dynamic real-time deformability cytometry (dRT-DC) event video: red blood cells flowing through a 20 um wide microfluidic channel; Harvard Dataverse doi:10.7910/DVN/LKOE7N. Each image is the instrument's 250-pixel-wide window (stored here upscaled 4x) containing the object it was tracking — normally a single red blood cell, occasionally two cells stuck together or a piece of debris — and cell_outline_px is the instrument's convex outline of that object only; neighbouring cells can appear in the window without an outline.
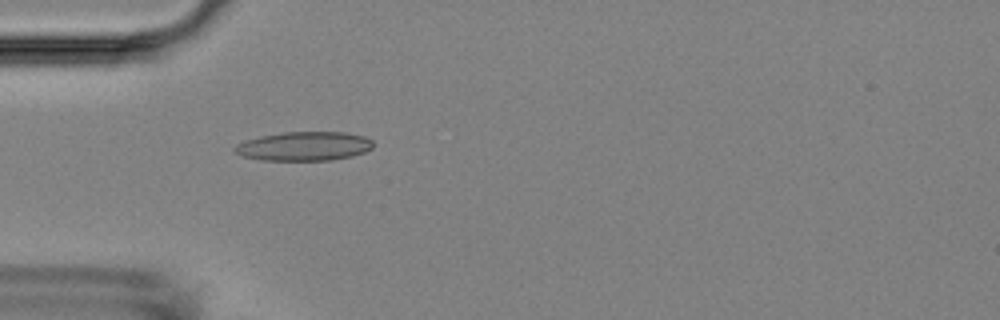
{"species": "Egyptian fruit bat (a non-hibernating species)", "species_latin": "Rousettus aegyptiacus", "temperature_condition": "room temperature", "stored_images_in_passage": 39, "camera_frame_rate_fps": 3000, "um_per_image_px": 0.085, "animal": {"sex": "female"}, "frame": {"image": 1, "passage_image": 1, "time_ms": 0.0, "image_size_px": [1000, 320], "cell_outline_px": [[372, 148], [364, 152], [352, 156], [332, 160], [260, 160], [240, 156], [232, 152], [232, 148], [236, 144], [244, 140], [260, 136], [284, 132], [344, 132], [364, 136], [372, 140]], "centroid_in_image_um": [25.78, 12.43], "position_along_channel_um": 59.2, "area_um2": 23.64}}
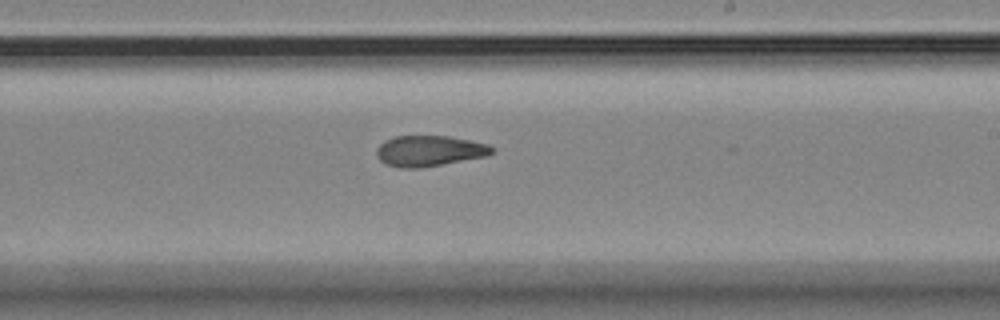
{"frame": {"image": 2, "passage_image": 17, "time_ms": 5.333, "image_size_px": [1000, 320], "cell_outline_px": [[492, 152], [488, 156], [420, 168], [400, 168], [384, 164], [376, 156], [376, 148], [384, 140], [396, 136], [448, 136], [488, 144], [492, 148]], "centroid_in_image_um": [36.44, 12.83], "position_along_channel_um": 252.6, "area_um2": 20.69}}
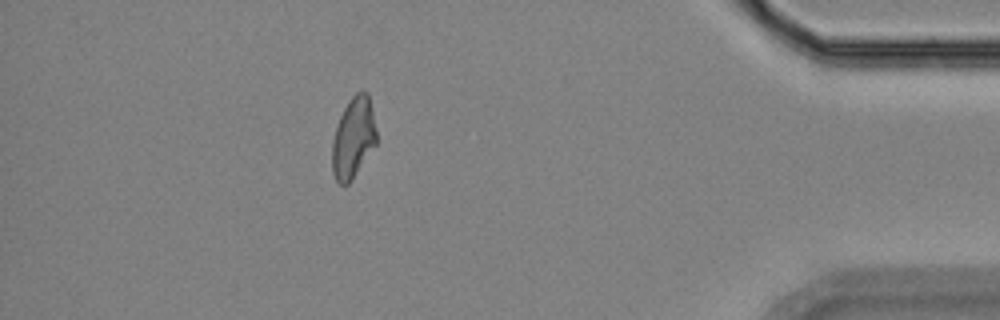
{"frame": {"image": 3, "passage_image": 33, "time_ms": 10.667, "image_size_px": [1000, 320], "cell_outline_px": [[376, 144], [352, 180], [348, 184], [340, 184], [336, 180], [332, 172], [332, 140], [340, 116], [348, 100], [356, 92], [368, 92], [376, 132]], "centroid_in_image_um": [30.02, 11.73], "position_along_channel_um": 405.2, "area_um2": 20.69}, "authors_computed_cell_mechanics": {"area_um2": 21.0392, "velocity_mm_per_s": 3.6722, "shape_relaxation_time_tau1_ms": null, "shape_relaxation_time_tau2_ms": 5.0085, "deformation_change_tau1": null, "deformation_change_tau2": 0.1223}}